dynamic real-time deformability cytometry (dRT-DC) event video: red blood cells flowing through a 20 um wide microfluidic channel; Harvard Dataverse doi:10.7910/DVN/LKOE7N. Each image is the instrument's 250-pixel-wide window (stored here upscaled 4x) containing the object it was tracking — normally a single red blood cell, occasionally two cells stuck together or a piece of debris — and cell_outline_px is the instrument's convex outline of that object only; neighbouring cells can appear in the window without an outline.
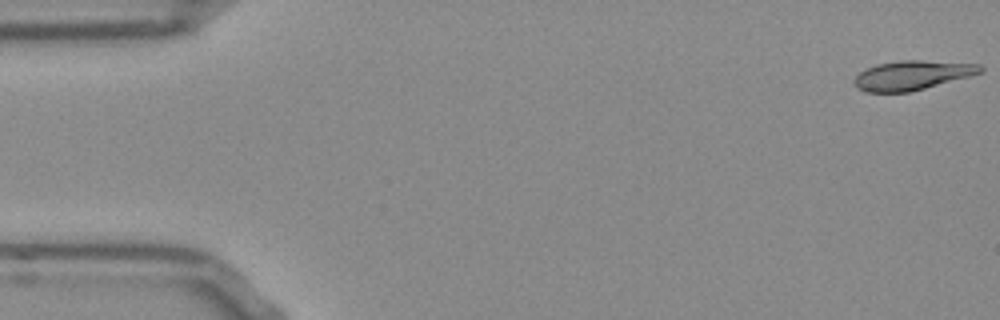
{"species": "Egyptian fruit bat (a non-hibernating species)", "species_latin": "Rousettus aegyptiacus", "temperature_condition": "room temperature", "stored_images_in_passage": 52, "camera_frame_rate_fps": 3000, "um_per_image_px": 0.085, "frame": {"image": 1, "passage_image": 1, "time_ms": 0.0, "image_size_px": [1000, 320], "cell_outline_px": [[984, 68], [980, 72], [968, 76], [924, 88], [908, 92], [864, 92], [856, 88], [852, 80], [860, 72], [876, 64], [900, 60], [924, 60], [980, 64]], "centroid_in_image_um": [77.48, 6.39], "position_along_channel_um": 7.5, "area_um2": 21.39}}
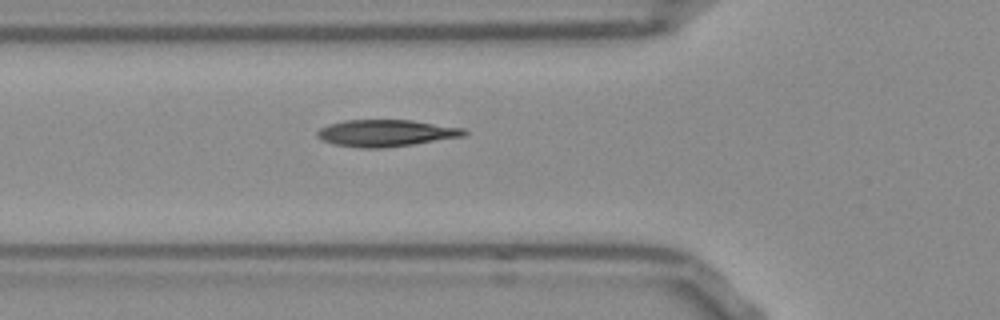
{"frame": {"image": 2, "passage_image": 18, "time_ms": 5.667, "image_size_px": [1000, 320], "cell_outline_px": [[468, 132], [464, 136], [412, 144], [380, 148], [360, 148], [332, 144], [320, 140], [316, 136], [316, 132], [320, 128], [328, 124], [344, 120], [412, 120], [464, 128]], "centroid_in_image_um": [32.75, 11.31], "position_along_channel_um": 93.0, "area_um2": 23.0}}
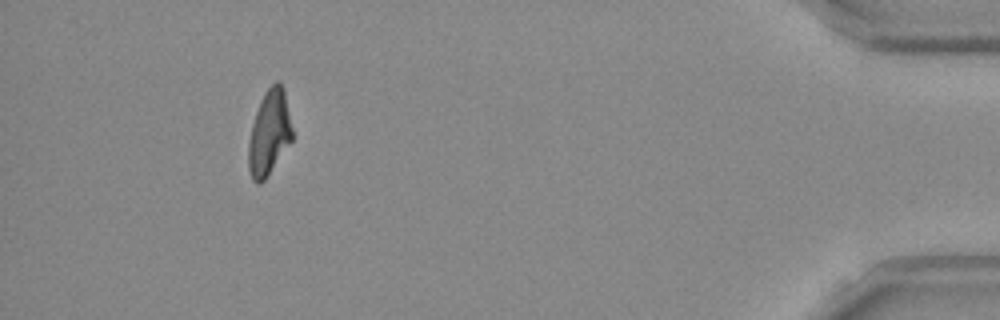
{"frame": {"image": 3, "passage_image": 48, "time_ms": 15.667, "image_size_px": [1000, 320], "cell_outline_px": [[292, 140], [264, 180], [260, 184], [256, 184], [252, 180], [248, 168], [248, 144], [252, 124], [260, 100], [264, 92], [276, 80], [280, 80], [284, 88], [292, 128]], "centroid_in_image_um": [22.87, 11.27], "position_along_channel_um": 412.3, "area_um2": 21.68}, "authors_computed_cell_mechanics": {"area_um2": 21.9351, "velocity_mm_per_s": 3.8629, "shape_relaxation_time_tau1_ms": 5.8968, "shape_relaxation_time_tau2_ms": 1.759, "deformation_change_tau1": 0.2132, "deformation_change_tau2": 0.1007}}